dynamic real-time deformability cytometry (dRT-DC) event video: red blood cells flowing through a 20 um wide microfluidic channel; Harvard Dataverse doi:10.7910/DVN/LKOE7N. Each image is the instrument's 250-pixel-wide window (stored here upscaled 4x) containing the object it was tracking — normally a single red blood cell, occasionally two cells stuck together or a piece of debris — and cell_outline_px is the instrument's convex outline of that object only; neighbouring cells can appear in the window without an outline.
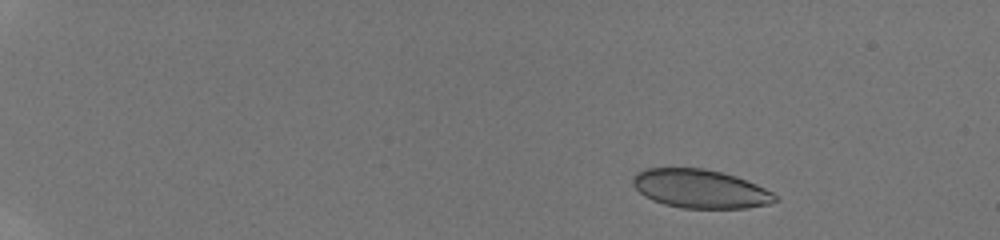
{"species": "human", "species_latin": "Homo sapiens", "temperature_condition": "room temperature", "stored_images_in_passage": 9, "camera_frame_rate_fps": 3000, "um_per_image_px": 0.085, "donor": {"sex": "male"}, "frame": {"image": 1, "passage_image": 3, "time_ms": 2.0, "image_size_px": [1000, 240], "cell_outline_px": [[780, 200], [768, 204], [744, 208], [684, 208], [664, 204], [652, 200], [644, 196], [632, 184], [632, 176], [644, 168], [704, 168], [736, 176], [756, 184], [772, 192]], "centroid_in_image_um": [59.5, 16.04], "position_along_channel_um": 25.5, "area_um2": 32.02}}
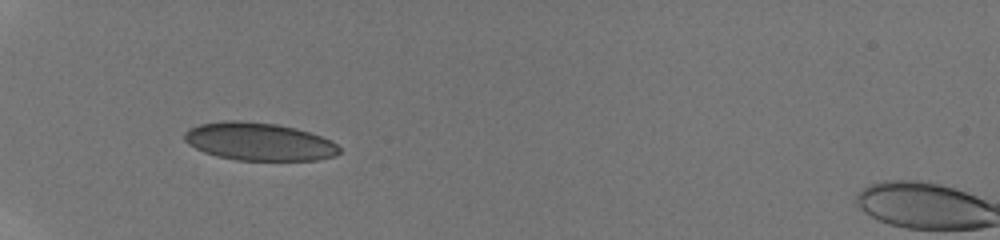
{"frame": {"image": 2, "passage_image": 8, "time_ms": 6.0, "image_size_px": [1000, 240], "cell_outline_px": [[340, 152], [336, 156], [316, 160], [236, 160], [216, 156], [204, 152], [188, 144], [184, 140], [184, 132], [188, 128], [200, 124], [220, 120], [240, 120], [276, 124], [296, 128], [332, 140], [340, 148]], "centroid_in_image_um": [21.99, 12.03], "position_along_channel_um": 63.0, "area_um2": 34.39}}